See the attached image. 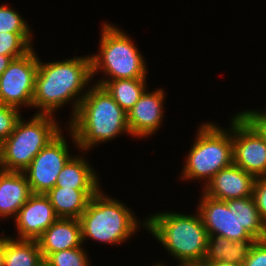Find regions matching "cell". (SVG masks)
Returning <instances> with one entry per match:
<instances>
[{
    "mask_svg": "<svg viewBox=\"0 0 266 266\" xmlns=\"http://www.w3.org/2000/svg\"><path fill=\"white\" fill-rule=\"evenodd\" d=\"M91 81L94 80L90 54L46 63L38 56L32 108H38L36 114L57 117V111L71 104L72 110L67 125L78 111L80 102L90 88L89 85L93 83Z\"/></svg>",
    "mask_w": 266,
    "mask_h": 266,
    "instance_id": "obj_1",
    "label": "cell"
},
{
    "mask_svg": "<svg viewBox=\"0 0 266 266\" xmlns=\"http://www.w3.org/2000/svg\"><path fill=\"white\" fill-rule=\"evenodd\" d=\"M66 127L72 144L81 152H89L124 133L131 136L127 113L103 86L95 83L90 85L78 111Z\"/></svg>",
    "mask_w": 266,
    "mask_h": 266,
    "instance_id": "obj_2",
    "label": "cell"
},
{
    "mask_svg": "<svg viewBox=\"0 0 266 266\" xmlns=\"http://www.w3.org/2000/svg\"><path fill=\"white\" fill-rule=\"evenodd\" d=\"M194 212L163 210L146 218V231L161 243L168 256L178 260L177 265H202L207 253L208 232L199 213Z\"/></svg>",
    "mask_w": 266,
    "mask_h": 266,
    "instance_id": "obj_3",
    "label": "cell"
},
{
    "mask_svg": "<svg viewBox=\"0 0 266 266\" xmlns=\"http://www.w3.org/2000/svg\"><path fill=\"white\" fill-rule=\"evenodd\" d=\"M201 193L196 211L208 236L218 235L231 241L266 239V224L253 196L221 201Z\"/></svg>",
    "mask_w": 266,
    "mask_h": 266,
    "instance_id": "obj_4",
    "label": "cell"
},
{
    "mask_svg": "<svg viewBox=\"0 0 266 266\" xmlns=\"http://www.w3.org/2000/svg\"><path fill=\"white\" fill-rule=\"evenodd\" d=\"M79 221L83 244L91 239L120 246L135 236L142 226L146 228V217L139 220L132 208L104 193L102 188L90 199Z\"/></svg>",
    "mask_w": 266,
    "mask_h": 266,
    "instance_id": "obj_5",
    "label": "cell"
},
{
    "mask_svg": "<svg viewBox=\"0 0 266 266\" xmlns=\"http://www.w3.org/2000/svg\"><path fill=\"white\" fill-rule=\"evenodd\" d=\"M229 120V128L213 121L200 123L195 141L185 155L179 176L182 181H205L204 187L221 169L233 164L232 116Z\"/></svg>",
    "mask_w": 266,
    "mask_h": 266,
    "instance_id": "obj_6",
    "label": "cell"
},
{
    "mask_svg": "<svg viewBox=\"0 0 266 266\" xmlns=\"http://www.w3.org/2000/svg\"><path fill=\"white\" fill-rule=\"evenodd\" d=\"M100 31L99 53L90 54L92 78L99 72L100 80L148 77L146 57L126 31L109 21L102 23Z\"/></svg>",
    "mask_w": 266,
    "mask_h": 266,
    "instance_id": "obj_7",
    "label": "cell"
},
{
    "mask_svg": "<svg viewBox=\"0 0 266 266\" xmlns=\"http://www.w3.org/2000/svg\"><path fill=\"white\" fill-rule=\"evenodd\" d=\"M23 115L14 131L0 144V169L23 172L34 157L63 129L55 116L47 114Z\"/></svg>",
    "mask_w": 266,
    "mask_h": 266,
    "instance_id": "obj_8",
    "label": "cell"
},
{
    "mask_svg": "<svg viewBox=\"0 0 266 266\" xmlns=\"http://www.w3.org/2000/svg\"><path fill=\"white\" fill-rule=\"evenodd\" d=\"M37 71L38 54L34 48L13 59L0 76V103L19 110L32 108Z\"/></svg>",
    "mask_w": 266,
    "mask_h": 266,
    "instance_id": "obj_9",
    "label": "cell"
},
{
    "mask_svg": "<svg viewBox=\"0 0 266 266\" xmlns=\"http://www.w3.org/2000/svg\"><path fill=\"white\" fill-rule=\"evenodd\" d=\"M63 133L53 138L23 171L33 194H46L54 188L63 166L73 156Z\"/></svg>",
    "mask_w": 266,
    "mask_h": 266,
    "instance_id": "obj_10",
    "label": "cell"
},
{
    "mask_svg": "<svg viewBox=\"0 0 266 266\" xmlns=\"http://www.w3.org/2000/svg\"><path fill=\"white\" fill-rule=\"evenodd\" d=\"M233 164L255 178L266 176V143L239 113L232 115Z\"/></svg>",
    "mask_w": 266,
    "mask_h": 266,
    "instance_id": "obj_11",
    "label": "cell"
},
{
    "mask_svg": "<svg viewBox=\"0 0 266 266\" xmlns=\"http://www.w3.org/2000/svg\"><path fill=\"white\" fill-rule=\"evenodd\" d=\"M148 89L127 113L128 128L131 136L136 139L152 137L160 130V127H163L164 104H166L164 101H166L167 93L162 87L152 91Z\"/></svg>",
    "mask_w": 266,
    "mask_h": 266,
    "instance_id": "obj_12",
    "label": "cell"
},
{
    "mask_svg": "<svg viewBox=\"0 0 266 266\" xmlns=\"http://www.w3.org/2000/svg\"><path fill=\"white\" fill-rule=\"evenodd\" d=\"M58 218L45 194H32L14 218L17 236H9L37 240Z\"/></svg>",
    "mask_w": 266,
    "mask_h": 266,
    "instance_id": "obj_13",
    "label": "cell"
},
{
    "mask_svg": "<svg viewBox=\"0 0 266 266\" xmlns=\"http://www.w3.org/2000/svg\"><path fill=\"white\" fill-rule=\"evenodd\" d=\"M255 177L232 164L221 169L203 188L202 192L216 200L226 201L253 196Z\"/></svg>",
    "mask_w": 266,
    "mask_h": 266,
    "instance_id": "obj_14",
    "label": "cell"
},
{
    "mask_svg": "<svg viewBox=\"0 0 266 266\" xmlns=\"http://www.w3.org/2000/svg\"><path fill=\"white\" fill-rule=\"evenodd\" d=\"M43 259L50 253L83 245L79 219L58 218L37 239Z\"/></svg>",
    "mask_w": 266,
    "mask_h": 266,
    "instance_id": "obj_15",
    "label": "cell"
},
{
    "mask_svg": "<svg viewBox=\"0 0 266 266\" xmlns=\"http://www.w3.org/2000/svg\"><path fill=\"white\" fill-rule=\"evenodd\" d=\"M32 194L23 172L0 169V219H14Z\"/></svg>",
    "mask_w": 266,
    "mask_h": 266,
    "instance_id": "obj_16",
    "label": "cell"
},
{
    "mask_svg": "<svg viewBox=\"0 0 266 266\" xmlns=\"http://www.w3.org/2000/svg\"><path fill=\"white\" fill-rule=\"evenodd\" d=\"M75 154L66 162L57 177L55 187L78 190H100V178L95 168L85 158V153ZM82 154V155H81ZM84 155V156H83Z\"/></svg>",
    "mask_w": 266,
    "mask_h": 266,
    "instance_id": "obj_17",
    "label": "cell"
},
{
    "mask_svg": "<svg viewBox=\"0 0 266 266\" xmlns=\"http://www.w3.org/2000/svg\"><path fill=\"white\" fill-rule=\"evenodd\" d=\"M99 190H78L72 188L54 187L45 195L50 200L59 218L79 219L90 199Z\"/></svg>",
    "mask_w": 266,
    "mask_h": 266,
    "instance_id": "obj_18",
    "label": "cell"
},
{
    "mask_svg": "<svg viewBox=\"0 0 266 266\" xmlns=\"http://www.w3.org/2000/svg\"><path fill=\"white\" fill-rule=\"evenodd\" d=\"M256 240L231 241L218 235H209L207 253L203 264L207 263H238L244 264L251 245Z\"/></svg>",
    "mask_w": 266,
    "mask_h": 266,
    "instance_id": "obj_19",
    "label": "cell"
},
{
    "mask_svg": "<svg viewBox=\"0 0 266 266\" xmlns=\"http://www.w3.org/2000/svg\"><path fill=\"white\" fill-rule=\"evenodd\" d=\"M4 252V266H44L37 240L16 239L5 234Z\"/></svg>",
    "mask_w": 266,
    "mask_h": 266,
    "instance_id": "obj_20",
    "label": "cell"
},
{
    "mask_svg": "<svg viewBox=\"0 0 266 266\" xmlns=\"http://www.w3.org/2000/svg\"><path fill=\"white\" fill-rule=\"evenodd\" d=\"M147 78L96 80L93 83L103 86L111 97L128 113L140 96L148 88Z\"/></svg>",
    "mask_w": 266,
    "mask_h": 266,
    "instance_id": "obj_21",
    "label": "cell"
},
{
    "mask_svg": "<svg viewBox=\"0 0 266 266\" xmlns=\"http://www.w3.org/2000/svg\"><path fill=\"white\" fill-rule=\"evenodd\" d=\"M32 34L0 32V55L12 56L15 59L26 55L34 48Z\"/></svg>",
    "mask_w": 266,
    "mask_h": 266,
    "instance_id": "obj_22",
    "label": "cell"
},
{
    "mask_svg": "<svg viewBox=\"0 0 266 266\" xmlns=\"http://www.w3.org/2000/svg\"><path fill=\"white\" fill-rule=\"evenodd\" d=\"M82 245L78 248L61 250L48 254L44 266H91L87 249Z\"/></svg>",
    "mask_w": 266,
    "mask_h": 266,
    "instance_id": "obj_23",
    "label": "cell"
},
{
    "mask_svg": "<svg viewBox=\"0 0 266 266\" xmlns=\"http://www.w3.org/2000/svg\"><path fill=\"white\" fill-rule=\"evenodd\" d=\"M9 5H0V32L32 33V27L26 22V19Z\"/></svg>",
    "mask_w": 266,
    "mask_h": 266,
    "instance_id": "obj_24",
    "label": "cell"
},
{
    "mask_svg": "<svg viewBox=\"0 0 266 266\" xmlns=\"http://www.w3.org/2000/svg\"><path fill=\"white\" fill-rule=\"evenodd\" d=\"M21 110L0 103V144L14 131V127L22 116Z\"/></svg>",
    "mask_w": 266,
    "mask_h": 266,
    "instance_id": "obj_25",
    "label": "cell"
},
{
    "mask_svg": "<svg viewBox=\"0 0 266 266\" xmlns=\"http://www.w3.org/2000/svg\"><path fill=\"white\" fill-rule=\"evenodd\" d=\"M242 110L239 113L257 130L266 143V106L264 110L261 108Z\"/></svg>",
    "mask_w": 266,
    "mask_h": 266,
    "instance_id": "obj_26",
    "label": "cell"
},
{
    "mask_svg": "<svg viewBox=\"0 0 266 266\" xmlns=\"http://www.w3.org/2000/svg\"><path fill=\"white\" fill-rule=\"evenodd\" d=\"M244 266H266V239L251 245Z\"/></svg>",
    "mask_w": 266,
    "mask_h": 266,
    "instance_id": "obj_27",
    "label": "cell"
},
{
    "mask_svg": "<svg viewBox=\"0 0 266 266\" xmlns=\"http://www.w3.org/2000/svg\"><path fill=\"white\" fill-rule=\"evenodd\" d=\"M253 198L262 220L266 224V176L257 177L253 186Z\"/></svg>",
    "mask_w": 266,
    "mask_h": 266,
    "instance_id": "obj_28",
    "label": "cell"
},
{
    "mask_svg": "<svg viewBox=\"0 0 266 266\" xmlns=\"http://www.w3.org/2000/svg\"><path fill=\"white\" fill-rule=\"evenodd\" d=\"M13 59L15 58L12 56L0 55V76L8 68Z\"/></svg>",
    "mask_w": 266,
    "mask_h": 266,
    "instance_id": "obj_29",
    "label": "cell"
},
{
    "mask_svg": "<svg viewBox=\"0 0 266 266\" xmlns=\"http://www.w3.org/2000/svg\"><path fill=\"white\" fill-rule=\"evenodd\" d=\"M4 234H5V231L2 230L1 235H0V266H4V263H5Z\"/></svg>",
    "mask_w": 266,
    "mask_h": 266,
    "instance_id": "obj_30",
    "label": "cell"
},
{
    "mask_svg": "<svg viewBox=\"0 0 266 266\" xmlns=\"http://www.w3.org/2000/svg\"><path fill=\"white\" fill-rule=\"evenodd\" d=\"M202 266H244V264L227 263V262H218V263H207V264H202Z\"/></svg>",
    "mask_w": 266,
    "mask_h": 266,
    "instance_id": "obj_31",
    "label": "cell"
},
{
    "mask_svg": "<svg viewBox=\"0 0 266 266\" xmlns=\"http://www.w3.org/2000/svg\"><path fill=\"white\" fill-rule=\"evenodd\" d=\"M152 266H167V264L166 263L164 264V262L161 263V261H160V262L155 263V264L153 263Z\"/></svg>",
    "mask_w": 266,
    "mask_h": 266,
    "instance_id": "obj_32",
    "label": "cell"
},
{
    "mask_svg": "<svg viewBox=\"0 0 266 266\" xmlns=\"http://www.w3.org/2000/svg\"><path fill=\"white\" fill-rule=\"evenodd\" d=\"M177 266H202V265H177Z\"/></svg>",
    "mask_w": 266,
    "mask_h": 266,
    "instance_id": "obj_33",
    "label": "cell"
}]
</instances>
